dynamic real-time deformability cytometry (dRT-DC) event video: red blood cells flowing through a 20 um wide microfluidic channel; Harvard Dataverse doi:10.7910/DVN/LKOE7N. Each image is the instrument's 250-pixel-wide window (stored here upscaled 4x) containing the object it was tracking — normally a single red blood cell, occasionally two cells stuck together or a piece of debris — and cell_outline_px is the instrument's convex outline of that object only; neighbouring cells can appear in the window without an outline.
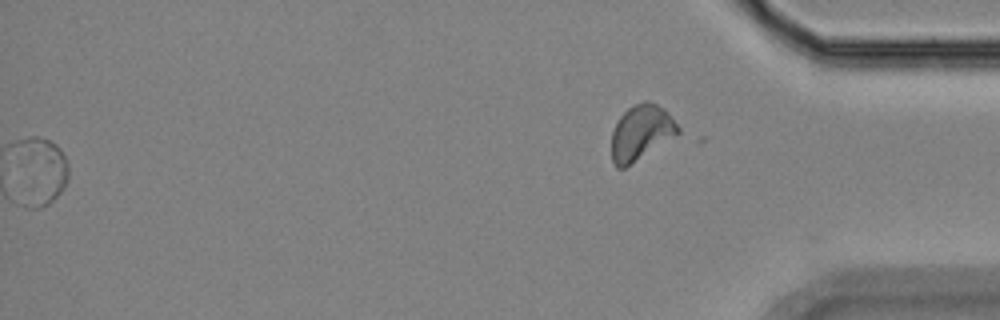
{"species": "Egyptian fruit bat (a non-hibernating species)", "species_latin": "Rousettus aegyptiacus", "temperature_condition": "room temperature", "stored_images_in_passage": 56, "segment_of_instrument_passage": [2, 2], "camera_frame_rate_fps": 3000, "um_per_image_px": 0.085, "animal": {"sex": "female"}, "frame": {"image": 1, "passage_image": 56, "time_ms": 18.333, "image_size_px": [1000, 320], "cell_outline_px": [[680, 132], [624, 168], [616, 168], [612, 164], [612, 132], [620, 116], [628, 108], [644, 100], [648, 100], [664, 108], [680, 128]], "centroid_in_image_um": [54.47, 11.25], "position_along_channel_um": 380.7, "area_um2": 20.98}}